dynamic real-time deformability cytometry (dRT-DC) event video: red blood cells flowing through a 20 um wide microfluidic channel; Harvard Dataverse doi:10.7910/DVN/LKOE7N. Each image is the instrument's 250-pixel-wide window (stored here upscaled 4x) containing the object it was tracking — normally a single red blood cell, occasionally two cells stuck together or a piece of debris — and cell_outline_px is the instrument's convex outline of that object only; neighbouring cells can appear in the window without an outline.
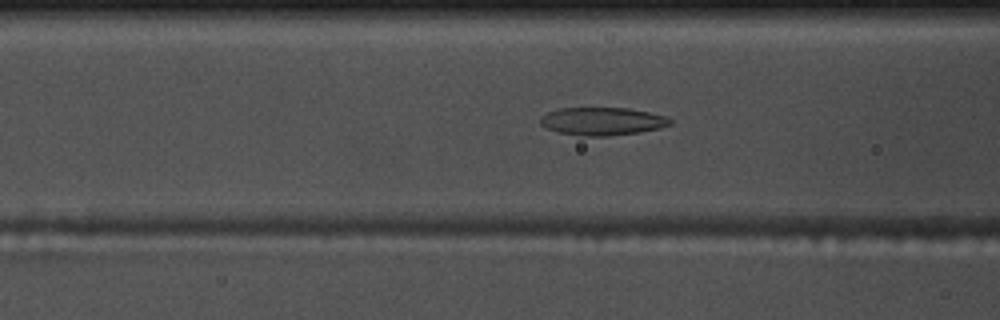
{"species": "common noctule bat (a hibernating species)", "species_latin": "Nyctalus noctula", "temperature_condition": "warm", "stored_images_in_passage": 55, "camera_frame_rate_fps": 3000, "um_per_image_px": 0.085, "animal": {"sex": "male", "body_mass_g": 17.5, "forearm_length_mm": 52.3}, "frame": {"image": 1, "passage_image": 22, "time_ms": 7.0, "image_size_px": [1000, 320], "cell_outline_px": [[672, 124], [660, 128], [640, 132], [608, 136], [580, 136], [560, 132], [548, 128], [540, 124], [540, 116], [548, 112], [560, 108], [628, 108], [668, 116], [672, 120]], "centroid_in_image_um": [51.22, 10.31], "position_along_channel_um": 115.4, "area_um2": 21.15}}
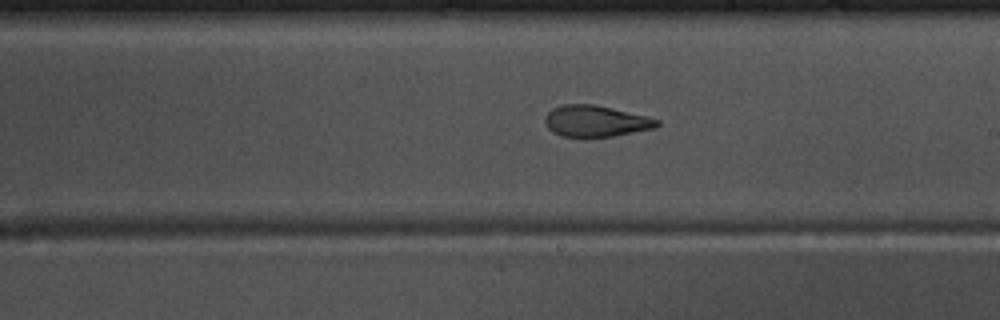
{"frame": {"image": 2, "passage_image": 32, "time_ms": 10.333, "image_size_px": [1000, 320], "cell_outline_px": [[660, 124], [656, 128], [612, 136], [584, 140], [560, 136], [552, 132], [544, 124], [544, 116], [552, 108], [560, 104], [596, 104], [648, 116], [660, 120]], "centroid_in_image_um": [50.59, 10.32], "position_along_channel_um": 238.4, "area_um2": 21.39}}
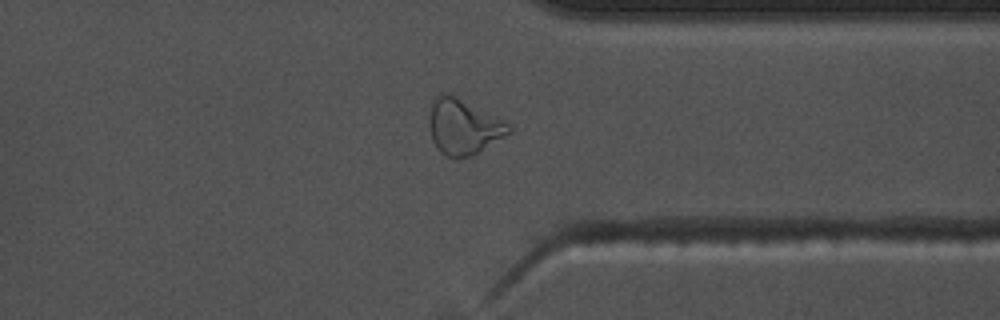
{"frame": {"image": 3, "passage_image": 43, "time_ms": 14.0, "image_size_px": [1000, 320], "cell_outline_px": [[512, 132], [472, 156], [456, 160], [444, 156], [436, 148], [432, 140], [428, 124], [428, 116], [432, 100], [440, 92], [448, 92], [508, 124], [512, 128]], "centroid_in_image_um": [39.31, 10.81], "position_along_channel_um": 372.1, "area_um2": 25.89}, "authors_computed_cell_mechanics": {"area_um2": 22.3686, "velocity_mm_per_s": 3.6972, "shape_relaxation_time_tau1_ms": null, "shape_relaxation_time_tau2_ms": 2.5743, "deformation_change_tau1": null, "deformation_change_tau2": 0.1047}}